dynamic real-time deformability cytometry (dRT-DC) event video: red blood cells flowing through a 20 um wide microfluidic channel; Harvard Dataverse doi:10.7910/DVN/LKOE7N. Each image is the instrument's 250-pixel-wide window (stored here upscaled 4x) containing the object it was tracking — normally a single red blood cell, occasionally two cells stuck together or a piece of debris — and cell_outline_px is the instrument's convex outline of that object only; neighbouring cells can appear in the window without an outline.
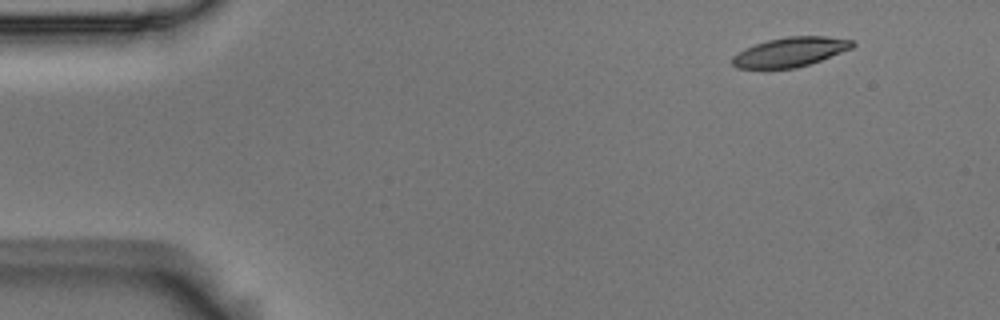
{"species": "Egyptian fruit bat (a non-hibernating species)", "species_latin": "Rousettus aegyptiacus", "temperature_condition": "room temperature", "stored_images_in_passage": 51, "camera_frame_rate_fps": 3000, "um_per_image_px": 0.085, "animal": {"sex": "male"}, "frame": {"image": 1, "passage_image": 1, "time_ms": 0.0, "image_size_px": [1000, 320], "cell_outline_px": [[856, 44], [852, 48], [820, 60], [796, 68], [736, 68], [732, 64], [732, 56], [744, 48], [768, 40], [788, 36], [824, 36], [852, 40]], "centroid_in_image_um": [67.15, 4.41], "position_along_channel_um": 17.8, "area_um2": 20.4}}
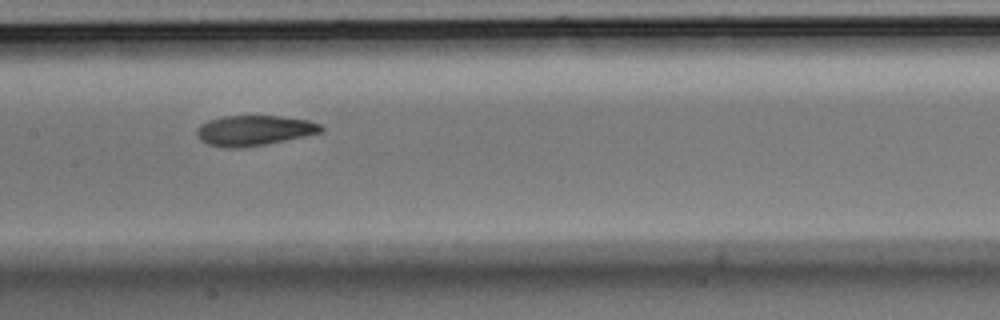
{"frame": {"image": 2, "passage_image": 23, "time_ms": 7.333, "image_size_px": [1000, 320], "cell_outline_px": [[324, 132], [264, 144], [236, 148], [228, 148], [208, 144], [200, 140], [196, 132], [196, 128], [200, 124], [208, 120], [224, 116], [280, 116], [308, 120], [320, 124], [324, 128]], "centroid_in_image_um": [21.59, 11.08], "position_along_channel_um": 185.8, "area_um2": 21.79}}
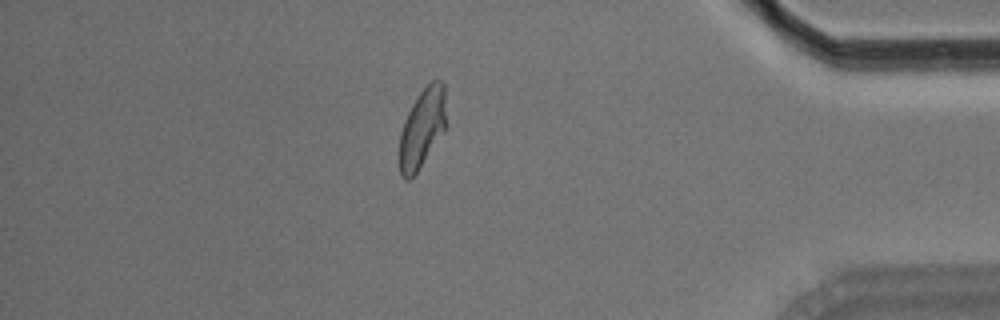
{"frame": {"image": 3, "passage_image": 44, "time_ms": 14.333, "image_size_px": [1000, 320], "cell_outline_px": [[444, 132], [416, 172], [408, 180], [404, 180], [400, 176], [400, 132], [404, 120], [412, 104], [420, 92], [432, 80], [440, 80], [444, 84]], "centroid_in_image_um": [35.86, 10.9], "position_along_channel_um": 399.3, "area_um2": 21.04}, "authors_computed_cell_mechanics": {"area_um2": 21.964, "velocity_mm_per_s": 3.5672, "shape_relaxation_time_tau1_ms": 4.4755, "shape_relaxation_time_tau2_ms": 2.661, "deformation_change_tau1": 0.1682, "deformation_change_tau2": 0.0886}}